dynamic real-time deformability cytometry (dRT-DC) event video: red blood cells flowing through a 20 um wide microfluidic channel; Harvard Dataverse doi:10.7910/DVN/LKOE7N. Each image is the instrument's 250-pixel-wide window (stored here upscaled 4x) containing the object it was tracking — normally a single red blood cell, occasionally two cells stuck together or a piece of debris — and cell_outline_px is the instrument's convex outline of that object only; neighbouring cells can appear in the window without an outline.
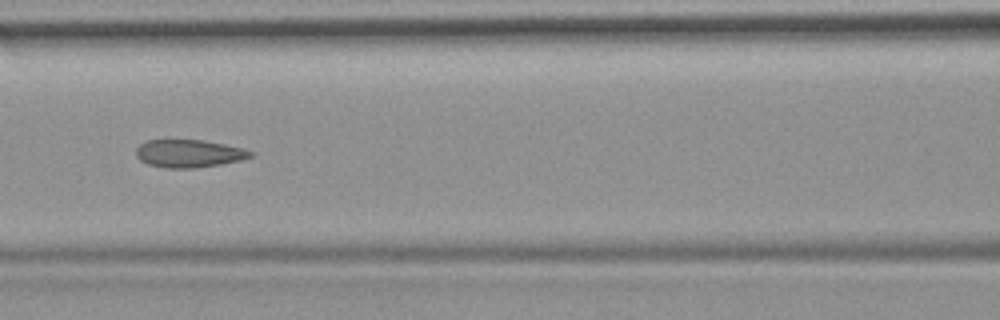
{"species": "common noctule bat (a hibernating species)", "species_latin": "Nyctalus noctula", "temperature_condition": "room temperature", "stored_images_in_passage": 52, "camera_frame_rate_fps": 3000, "um_per_image_px": 0.085, "animal": {"sex": "female", "body_mass_g": 19.9}, "frame": {"image": 1, "passage_image": 23, "time_ms": 7.333, "image_size_px": [1000, 320], "cell_outline_px": [[256, 152], [252, 156], [240, 160], [220, 164], [196, 168], [164, 168], [148, 164], [140, 160], [136, 156], [136, 148], [140, 144], [148, 140], [200, 140], [224, 144], [244, 148]], "centroid_in_image_um": [16.06, 13.05], "position_along_channel_um": 150.5, "area_um2": 18.55}, "authors_computed_cell_mechanics": {"area_um2": 19.3052, "velocity_mm_per_s": 3.7991, "shape_relaxation_time_tau1_ms": null, "shape_relaxation_time_tau2_ms": 1.7739, "deformation_change_tau1": null, "deformation_change_tau2": 0.0794}}